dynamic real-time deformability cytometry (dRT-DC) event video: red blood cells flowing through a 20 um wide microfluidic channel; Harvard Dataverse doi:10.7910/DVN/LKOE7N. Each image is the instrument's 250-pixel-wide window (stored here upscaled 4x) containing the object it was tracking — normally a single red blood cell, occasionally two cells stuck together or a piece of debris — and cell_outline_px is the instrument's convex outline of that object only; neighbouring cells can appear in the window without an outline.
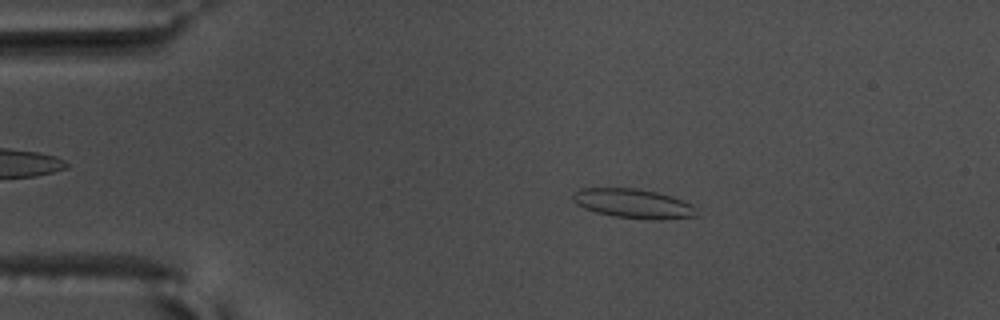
{"species": "common noctule bat (a hibernating species)", "species_latin": "Nyctalus noctula", "temperature_condition": "warm", "stored_images_in_passage": 57, "camera_frame_rate_fps": 3000, "um_per_image_px": 0.085, "animal": {"sex": "male", "body_mass_g": 17.5, "forearm_length_mm": 52.3}, "frame": {"image": 1, "passage_image": 11, "time_ms": 3.333, "image_size_px": [1000, 320], "cell_outline_px": [[696, 216], [664, 220], [648, 220], [616, 216], [596, 212], [584, 208], [576, 204], [572, 200], [572, 192], [580, 188], [636, 188], [656, 192], [692, 204], [696, 208]], "centroid_in_image_um": [53.79, 17.31], "position_along_channel_um": 31.2, "area_um2": 21.15}}
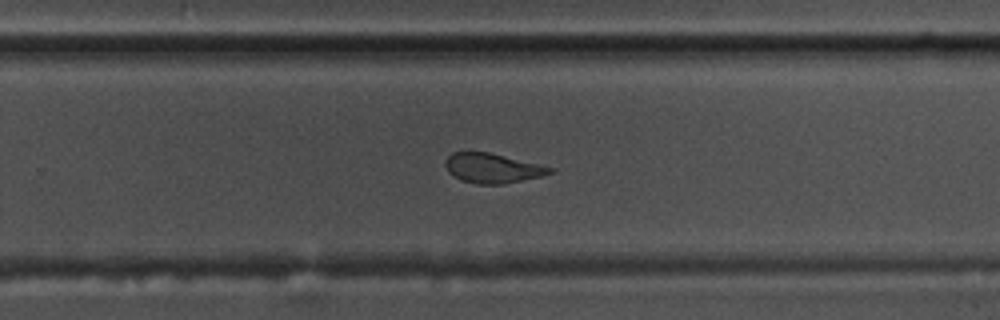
{"frame": {"image": 2, "passage_image": 37, "time_ms": 12.0, "image_size_px": [1000, 320], "cell_outline_px": [[552, 172], [540, 176], [504, 184], [476, 184], [460, 180], [452, 176], [448, 172], [444, 164], [444, 160], [452, 152], [488, 152], [540, 164], [552, 168]], "centroid_in_image_um": [41.79, 14.29], "position_along_channel_um": 288.0, "area_um2": 18.03}}
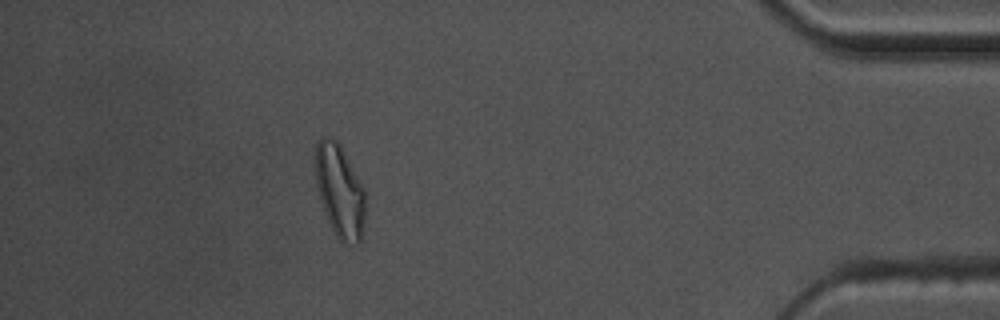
{"frame": {"image": 3, "passage_image": 51, "time_ms": 16.667, "image_size_px": [1000, 320], "cell_outline_px": [[364, 228], [360, 240], [356, 244], [348, 244], [340, 240], [332, 228], [328, 220], [316, 184], [316, 144], [320, 136], [328, 136], [336, 140], [340, 144], [364, 188]], "centroid_in_image_um": [28.89, 16.21], "position_along_channel_um": 406.3, "area_um2": 26.59}, "authors_computed_cell_mechanics": {"area_um2": 20.1722, "velocity_mm_per_s": 3.5807, "shape_relaxation_time_tau1_ms": null, "shape_relaxation_time_tau2_ms": 2.0489, "deformation_change_tau1": null, "deformation_change_tau2": 0.0934}}